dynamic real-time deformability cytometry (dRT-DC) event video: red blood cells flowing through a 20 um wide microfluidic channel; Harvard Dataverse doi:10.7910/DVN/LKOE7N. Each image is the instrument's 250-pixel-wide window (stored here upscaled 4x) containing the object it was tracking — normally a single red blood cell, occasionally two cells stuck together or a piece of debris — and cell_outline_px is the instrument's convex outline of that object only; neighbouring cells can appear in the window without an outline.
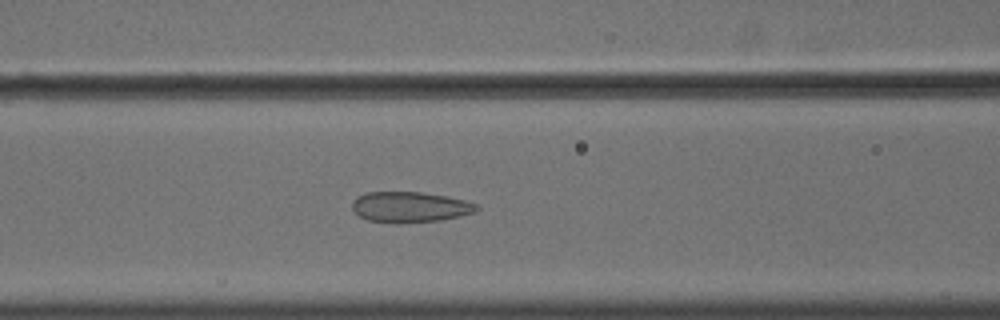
{"species": "common noctule bat (a hibernating species)", "species_latin": "Nyctalus noctula", "temperature_condition": "cold", "stored_images_in_passage": 58, "camera_frame_rate_fps": 3000, "um_per_image_px": 0.085, "animal": {"sex": "male", "body_mass_g": 18.8}, "frame": {"image": 1, "passage_image": 25, "time_ms": 8.0, "image_size_px": [1000, 320], "cell_outline_px": [[480, 208], [476, 212], [460, 216], [440, 220], [396, 224], [368, 220], [360, 216], [352, 208], [352, 200], [364, 192], [420, 192], [444, 196], [464, 200], [476, 204]], "centroid_in_image_um": [34.83, 17.6], "position_along_channel_um": 131.8, "area_um2": 22.25}}
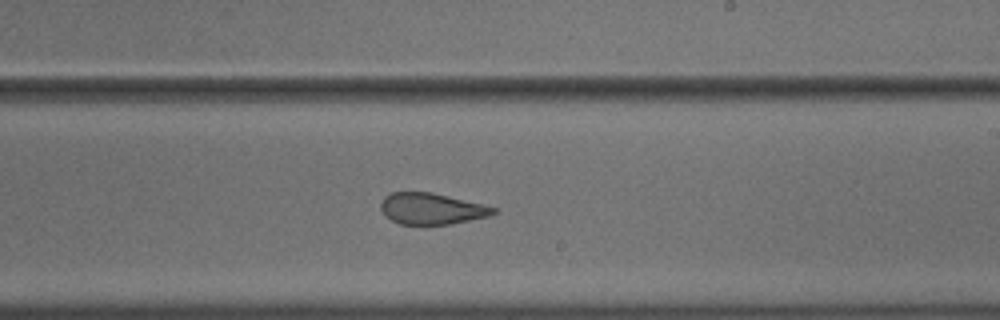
{"frame": {"image": 2, "passage_image": 35, "time_ms": 11.333, "image_size_px": [1000, 320], "cell_outline_px": [[496, 212], [488, 216], [452, 224], [400, 224], [384, 216], [380, 208], [380, 204], [384, 196], [392, 192], [432, 192], [484, 204], [496, 208]], "centroid_in_image_um": [36.66, 17.73], "position_along_channel_um": 252.3, "area_um2": 20.58}}
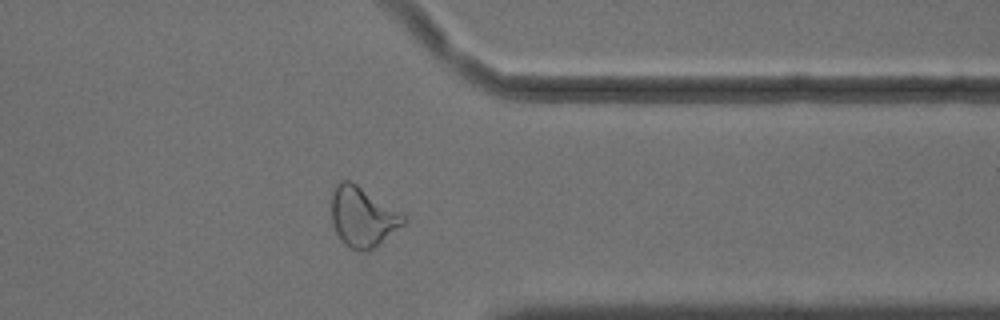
{"frame": {"image": 3, "passage_image": 46, "time_ms": 15.0, "image_size_px": [1000, 320], "cell_outline_px": [[408, 220], [404, 224], [368, 252], [364, 252], [352, 248], [344, 244], [336, 232], [332, 224], [332, 192], [336, 184], [340, 180], [348, 180], [356, 184], [404, 216]], "centroid_in_image_um": [30.78, 18.45], "position_along_channel_um": 380.6, "area_um2": 24.57}}